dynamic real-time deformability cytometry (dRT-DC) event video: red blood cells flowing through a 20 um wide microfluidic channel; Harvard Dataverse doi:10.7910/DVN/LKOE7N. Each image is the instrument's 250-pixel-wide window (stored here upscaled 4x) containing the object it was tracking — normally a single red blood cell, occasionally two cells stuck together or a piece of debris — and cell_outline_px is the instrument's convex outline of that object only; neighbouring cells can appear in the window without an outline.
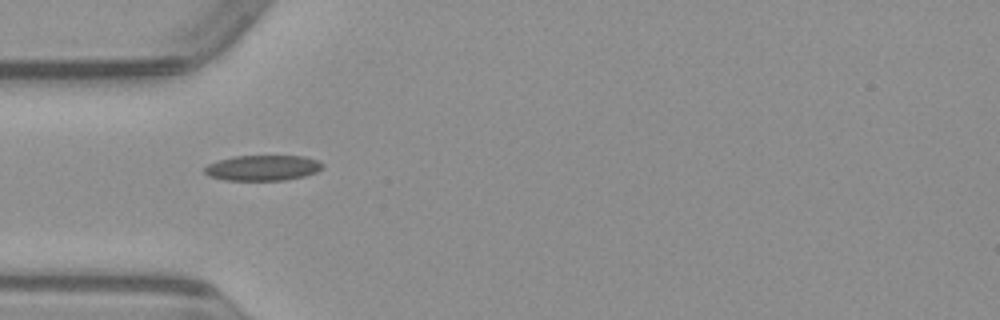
{"species": "common noctule bat (a hibernating species)", "species_latin": "Nyctalus noctula", "temperature_condition": "warm", "stored_images_in_passage": 36, "camera_frame_rate_fps": 3000, "um_per_image_px": 0.085, "animal": {"sex": "male", "body_mass_g": 23.1, "forearm_length_mm": 52.7}, "frame": {"image": 1, "passage_image": 1, "time_ms": 0.0, "image_size_px": [1000, 320], "cell_outline_px": [[324, 168], [316, 172], [304, 176], [284, 180], [224, 180], [208, 176], [204, 172], [204, 168], [208, 164], [232, 156], [304, 156], [316, 160], [324, 164]], "centroid_in_image_um": [22.33, 14.27], "position_along_channel_um": 62.7, "area_um2": 17.51}}
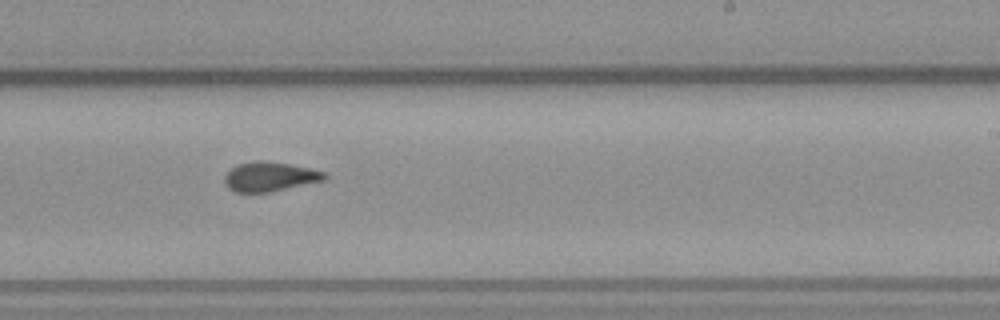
{"frame": {"image": 2, "passage_image": 16, "time_ms": 5.0, "image_size_px": [1000, 320], "cell_outline_px": [[328, 176], [324, 180], [268, 192], [236, 192], [228, 188], [224, 180], [224, 176], [236, 164], [256, 160], [264, 160], [288, 164], [308, 168], [324, 172]], "centroid_in_image_um": [22.89, 15.0], "position_along_channel_um": 266.1, "area_um2": 16.94}}
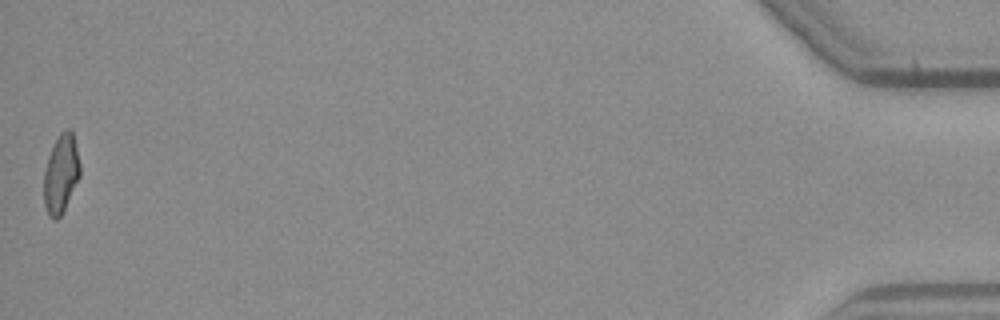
{"frame": {"image": 3, "passage_image": 36, "time_ms": 11.667, "image_size_px": [1000, 320], "cell_outline_px": [[80, 176], [60, 216], [56, 220], [52, 220], [48, 216], [44, 204], [44, 172], [48, 156], [60, 132], [64, 128], [72, 128], [80, 164]], "centroid_in_image_um": [5.18, 14.75], "position_along_channel_um": 430.0, "area_um2": 16.53}}